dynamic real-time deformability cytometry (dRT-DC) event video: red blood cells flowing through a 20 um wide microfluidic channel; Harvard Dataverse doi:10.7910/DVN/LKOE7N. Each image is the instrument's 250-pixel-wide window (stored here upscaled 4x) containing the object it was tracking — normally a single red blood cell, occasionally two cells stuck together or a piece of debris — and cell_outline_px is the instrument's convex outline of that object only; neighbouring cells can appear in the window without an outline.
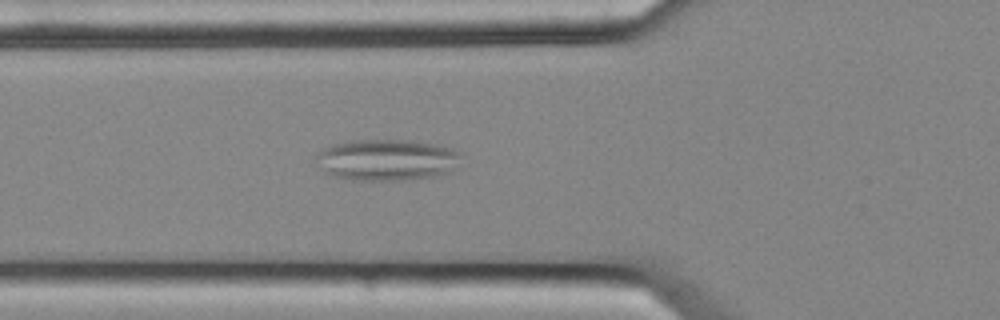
{"species": "common noctule bat (a hibernating species)", "species_latin": "Nyctalus noctula", "temperature_condition": "cold", "stored_images_in_passage": 47, "camera_frame_rate_fps": 3000, "um_per_image_px": 0.085, "animal": {"sex": "female", "body_mass_g": 25.1}, "frame": {"image": 1, "passage_image": 12, "time_ms": 3.667, "image_size_px": [1000, 320], "cell_outline_px": [[460, 156], [452, 172], [432, 176], [400, 180], [352, 180], [336, 176], [324, 172], [320, 168], [316, 156], [316, 152], [332, 144], [352, 140], [412, 140], [452, 148]], "centroid_in_image_um": [32.83, 13.58], "position_along_channel_um": 93.0, "area_um2": 34.74}}
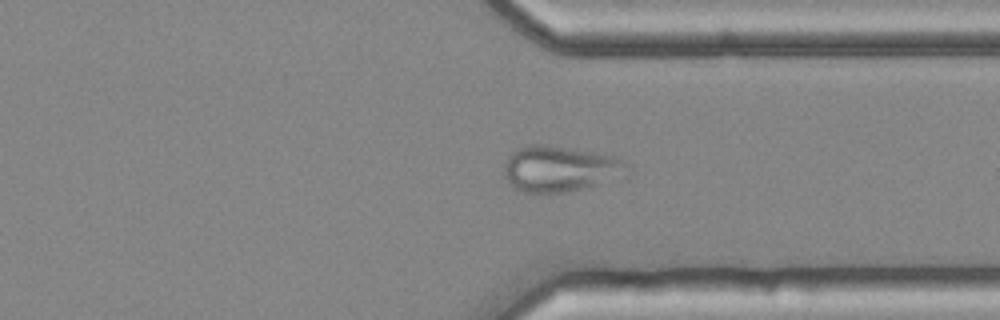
{"frame": {"image": 2, "passage_image": 34, "time_ms": 11.0, "image_size_px": [1000, 320], "cell_outline_px": [[632, 176], [628, 180], [564, 192], [524, 192], [512, 188], [504, 176], [504, 164], [508, 156], [516, 148], [528, 144], [548, 144], [596, 152], [616, 156], [632, 164]], "centroid_in_image_um": [47.78, 14.35], "position_along_channel_um": 363.6, "area_um2": 34.68}}
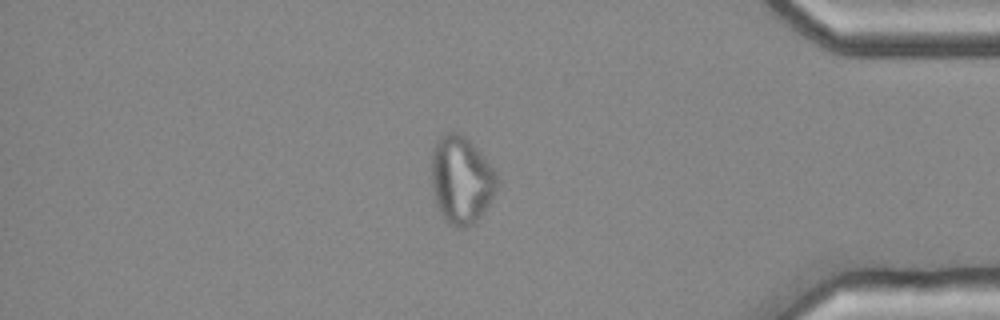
{"frame": {"image": 3, "passage_image": 39, "time_ms": 12.667, "image_size_px": [1000, 320], "cell_outline_px": [[500, 180], [496, 192], [476, 224], [464, 228], [460, 228], [448, 224], [440, 212], [436, 204], [432, 188], [432, 148], [436, 140], [440, 136], [448, 132], [460, 132], [480, 152], [496, 172]], "centroid_in_image_um": [39.22, 15.31], "position_along_channel_um": 396.0, "area_um2": 33.81}}